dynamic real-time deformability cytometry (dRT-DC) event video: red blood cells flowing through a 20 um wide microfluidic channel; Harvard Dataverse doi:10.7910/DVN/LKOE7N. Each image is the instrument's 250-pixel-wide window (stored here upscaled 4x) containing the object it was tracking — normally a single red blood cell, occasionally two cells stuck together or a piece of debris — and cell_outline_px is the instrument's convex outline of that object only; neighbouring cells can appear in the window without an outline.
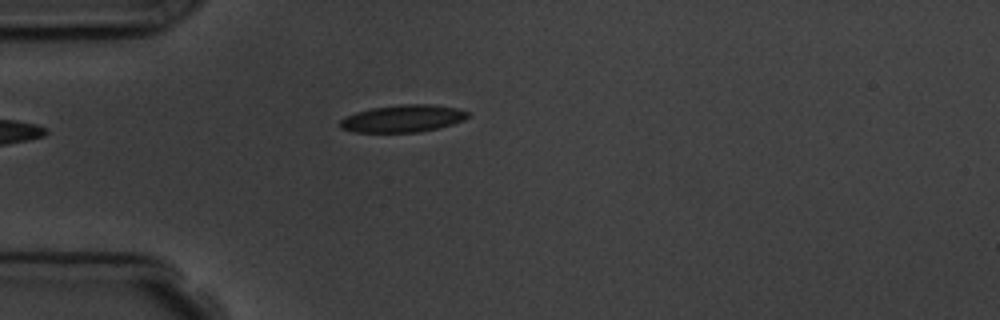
{"species": "common noctule bat (a hibernating species)", "species_latin": "Nyctalus noctula", "temperature_condition": "room temperature", "stored_images_in_passage": 4, "camera_frame_rate_fps": 3000, "um_per_image_px": 0.085, "animal": {"sex": "male", "body_mass_g": 19.5, "forearm_length_mm": 54.6}, "frame": {"image": 1, "passage_image": 4, "time_ms": 4.333, "image_size_px": [1000, 320], "cell_outline_px": [[468, 116], [464, 120], [452, 124], [420, 132], [352, 132], [340, 128], [340, 120], [356, 112], [372, 108], [400, 104], [432, 104], [456, 108], [468, 112]], "centroid_in_image_um": [34.23, 10.07], "position_along_channel_um": 50.8, "area_um2": 20.17}}